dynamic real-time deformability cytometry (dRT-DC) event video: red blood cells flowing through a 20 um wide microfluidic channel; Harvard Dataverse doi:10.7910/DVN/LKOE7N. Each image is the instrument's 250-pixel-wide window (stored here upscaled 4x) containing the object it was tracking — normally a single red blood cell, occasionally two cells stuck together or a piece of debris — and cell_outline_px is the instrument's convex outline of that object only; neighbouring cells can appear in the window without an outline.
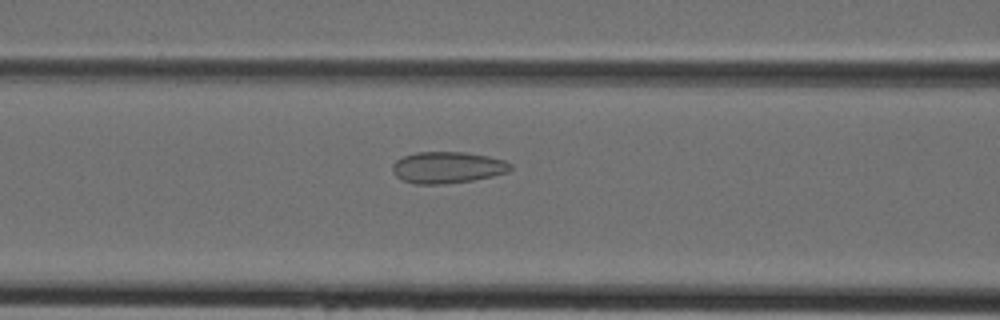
{"species": "Egyptian fruit bat (a non-hibernating species)", "species_latin": "Rousettus aegyptiacus", "temperature_condition": "cold", "stored_images_in_passage": 36, "camera_frame_rate_fps": 3000, "um_per_image_px": 0.085, "animal": {"sex": "female"}, "frame": {"image": 1, "passage_image": 14, "time_ms": 4.333, "image_size_px": [1000, 320], "cell_outline_px": [[512, 168], [508, 172], [492, 176], [472, 180], [444, 184], [416, 184], [400, 180], [392, 172], [392, 164], [396, 160], [404, 156], [416, 152], [464, 152], [488, 156], [504, 160], [512, 164]], "centroid_in_image_um": [38.01, 14.23], "position_along_channel_um": 128.6, "area_um2": 21.79}}
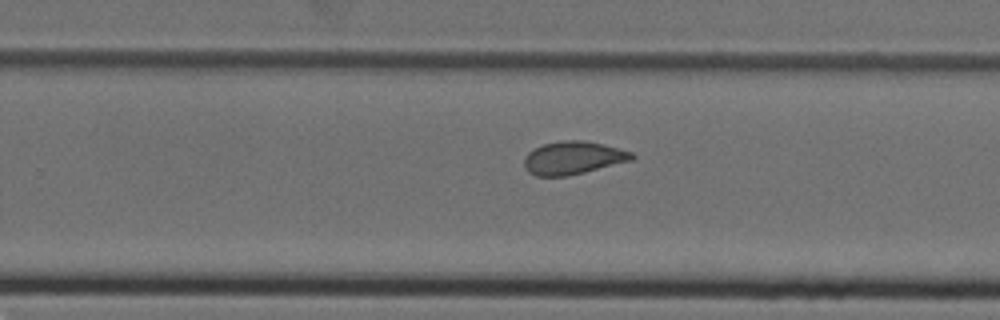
{"frame": {"image": 2, "passage_image": 24, "time_ms": 7.667, "image_size_px": [1000, 320], "cell_outline_px": [[636, 156], [632, 160], [568, 176], [536, 176], [528, 172], [524, 168], [524, 156], [532, 148], [544, 144], [564, 140], [584, 140], [604, 144], [632, 152]], "centroid_in_image_um": [48.68, 13.41], "position_along_channel_um": 281.1, "area_um2": 20.81}}
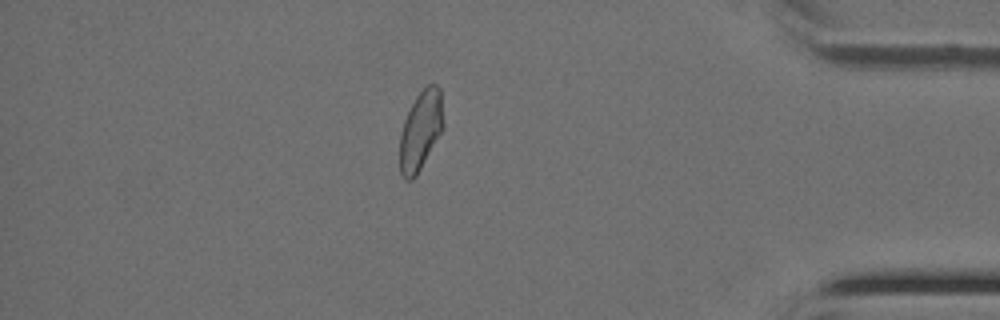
{"frame": {"image": 3, "passage_image": 34, "time_ms": 11.0, "image_size_px": [1000, 320], "cell_outline_px": [[444, 128], [416, 176], [412, 180], [404, 180], [400, 172], [400, 132], [404, 120], [416, 96], [428, 84], [436, 84], [440, 88], [444, 124]], "centroid_in_image_um": [35.76, 11.1], "position_along_channel_um": 399.4, "area_um2": 20.17}}